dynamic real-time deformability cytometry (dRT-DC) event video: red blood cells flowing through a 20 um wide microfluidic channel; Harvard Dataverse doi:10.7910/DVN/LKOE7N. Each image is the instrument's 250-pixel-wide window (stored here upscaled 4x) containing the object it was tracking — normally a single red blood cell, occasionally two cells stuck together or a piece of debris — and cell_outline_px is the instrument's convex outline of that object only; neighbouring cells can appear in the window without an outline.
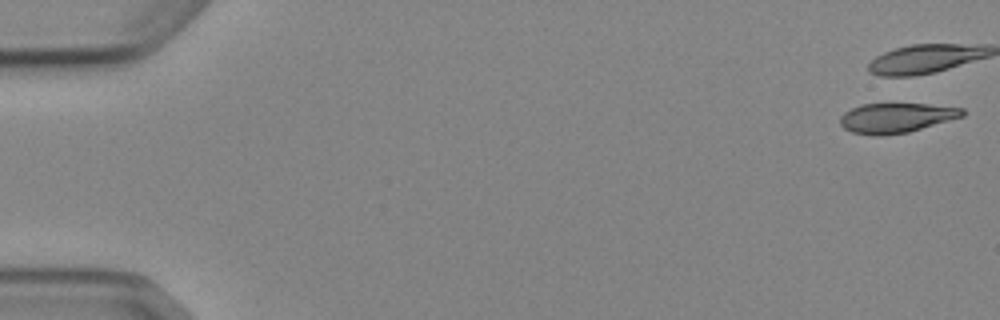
{"species": "Egyptian fruit bat (a non-hibernating species)", "species_latin": "Rousettus aegyptiacus", "temperature_condition": "cold", "stored_images_in_passage": 7, "camera_frame_rate_fps": 3000, "um_per_image_px": 0.085, "animal": {"sex": "female"}, "frame": {"image": 1, "passage_image": 1, "time_ms": 0.0, "image_size_px": [1000, 320], "cell_outline_px": [[964, 116], [908, 132], [880, 136], [872, 136], [852, 132], [844, 128], [840, 124], [840, 116], [844, 112], [852, 108], [864, 104], [928, 104], [964, 108]], "centroid_in_image_um": [76.16, 10.02], "position_along_channel_um": 8.8, "area_um2": 21.15}}
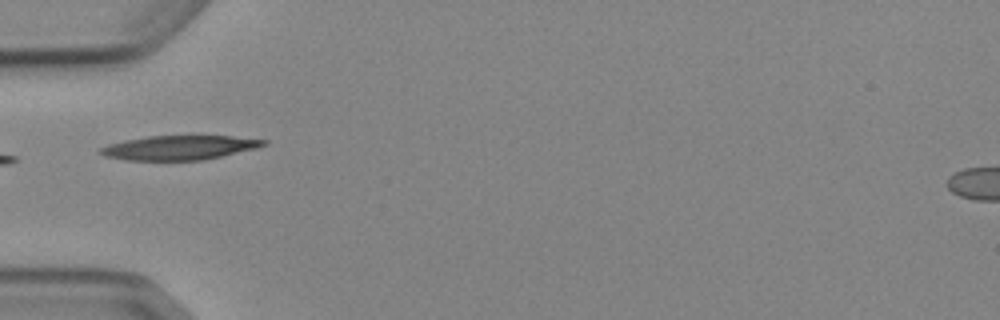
{"frame": {"image": 2, "passage_image": 6, "time_ms": 6.0, "image_size_px": [1000, 320], "cell_outline_px": [[268, 144], [256, 148], [204, 160], [128, 160], [104, 156], [96, 152], [100, 148], [108, 144], [124, 140], [148, 136], [232, 136], [268, 140]], "centroid_in_image_um": [15.22, 12.55], "position_along_channel_um": 69.8, "area_um2": 23.12}}
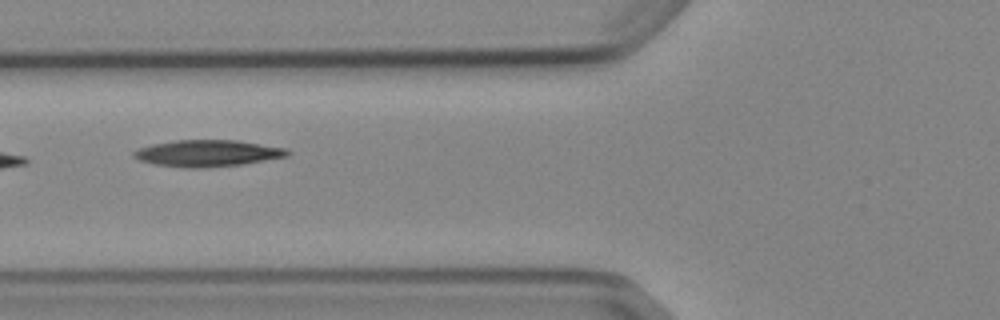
{"frame": {"image": 3, "passage_image": 7, "time_ms": 7.0, "image_size_px": [1000, 320], "cell_outline_px": [[292, 152], [288, 156], [240, 164], [204, 168], [184, 168], [156, 164], [140, 160], [132, 156], [132, 152], [140, 148], [152, 144], [176, 140], [236, 140], [288, 148]], "centroid_in_image_um": [17.66, 13.02], "position_along_channel_um": 108.1, "area_um2": 23.76}}